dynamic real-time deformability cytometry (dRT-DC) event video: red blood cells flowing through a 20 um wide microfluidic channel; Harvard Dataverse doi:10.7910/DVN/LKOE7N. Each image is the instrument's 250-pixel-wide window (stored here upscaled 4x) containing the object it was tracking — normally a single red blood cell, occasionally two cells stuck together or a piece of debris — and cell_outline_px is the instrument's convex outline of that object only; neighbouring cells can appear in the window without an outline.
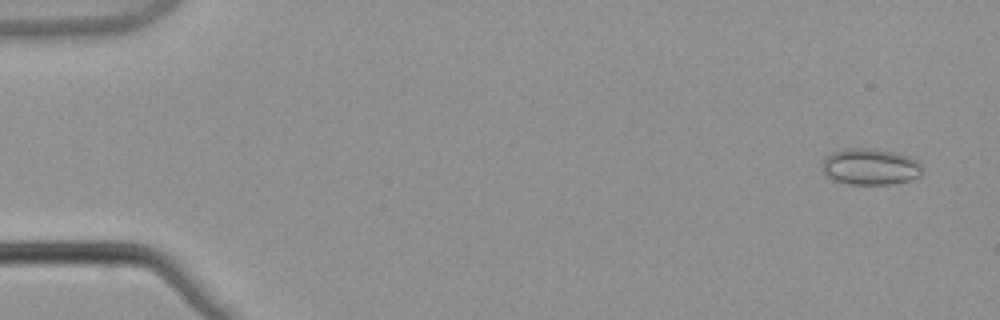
{"species": "common noctule bat (a hibernating species)", "species_latin": "Nyctalus noctula", "temperature_condition": "warm", "stored_images_in_passage": 4, "camera_frame_rate_fps": 3000, "um_per_image_px": 0.085, "animal": {"sex": "male", "body_mass_g": 21.5, "forearm_length_mm": 52.0}, "frame": {"image": 1, "passage_image": 1, "time_ms": 0.0, "image_size_px": [1000, 320], "cell_outline_px": [[924, 172], [920, 176], [908, 180], [892, 184], [848, 184], [832, 180], [820, 168], [824, 160], [828, 156], [836, 152], [848, 148], [872, 148], [896, 152], [908, 156], [916, 160], [924, 168]], "centroid_in_image_um": [74.01, 14.18], "position_along_channel_um": 11.0, "area_um2": 21.27}}
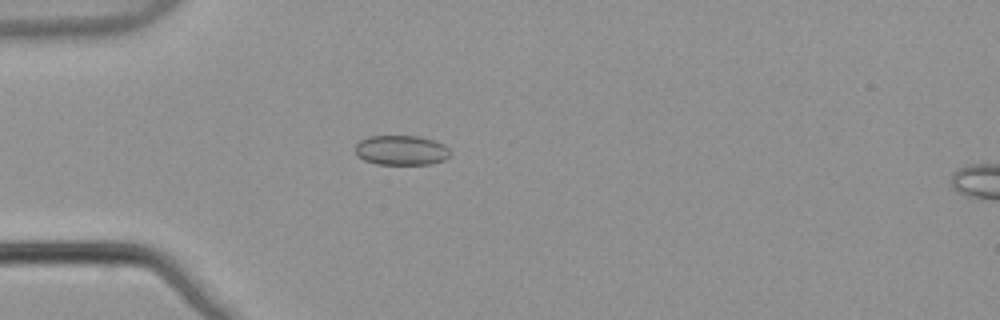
{"frame": {"image": 2, "passage_image": 4, "time_ms": 1.0, "image_size_px": [1000, 320], "cell_outline_px": [[448, 156], [444, 160], [432, 164], [376, 164], [364, 160], [356, 156], [356, 144], [360, 140], [368, 136], [420, 136], [436, 140], [444, 144], [448, 148]], "centroid_in_image_um": [34.1, 12.76], "position_along_channel_um": 50.9, "area_um2": 16.59}}